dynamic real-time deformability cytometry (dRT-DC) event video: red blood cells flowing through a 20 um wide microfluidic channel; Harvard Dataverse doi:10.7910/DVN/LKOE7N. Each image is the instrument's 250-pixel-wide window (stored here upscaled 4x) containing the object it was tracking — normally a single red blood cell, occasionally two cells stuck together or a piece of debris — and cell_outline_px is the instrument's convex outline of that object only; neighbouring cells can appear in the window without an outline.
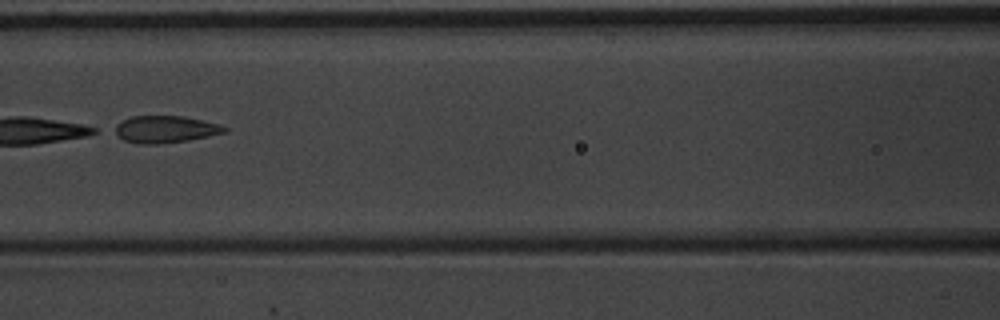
{"species": "common noctule bat (a hibernating species)", "species_latin": "Nyctalus noctula", "temperature_condition": "warm", "stored_images_in_passage": 10, "camera_frame_rate_fps": 3000, "um_per_image_px": 0.085, "animal": {"sex": "male", "body_mass_g": 20.1, "forearm_length_mm": 53.5}, "frame": {"image": 1, "passage_image": 7, "time_ms": 2.0, "image_size_px": [1000, 320], "cell_outline_px": [[228, 132], [188, 140], [156, 144], [140, 144], [124, 140], [108, 132], [108, 128], [132, 116], [184, 116], [220, 124], [228, 128]], "centroid_in_image_um": [13.96, 10.99], "position_along_channel_um": 152.6, "area_um2": 17.69}}
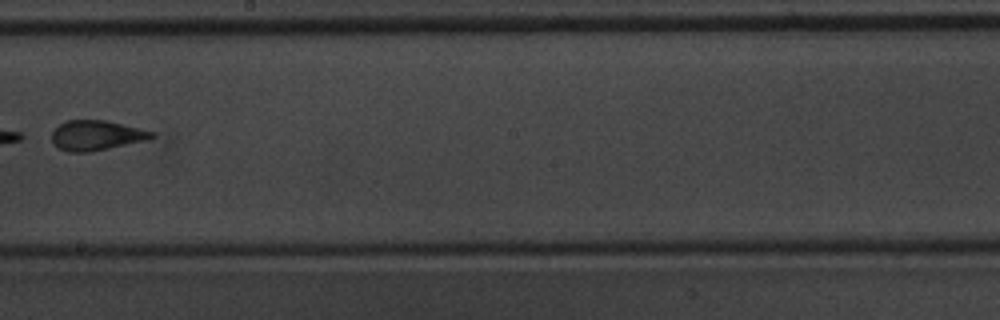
{"frame": {"image": 2, "passage_image": 9, "time_ms": 2.667, "image_size_px": [1000, 320], "cell_outline_px": [[156, 136], [148, 140], [92, 152], [68, 152], [52, 144], [52, 132], [60, 124], [68, 120], [108, 120], [156, 132]], "centroid_in_image_um": [8.23, 11.51], "position_along_channel_um": 240.0, "area_um2": 17.69}}